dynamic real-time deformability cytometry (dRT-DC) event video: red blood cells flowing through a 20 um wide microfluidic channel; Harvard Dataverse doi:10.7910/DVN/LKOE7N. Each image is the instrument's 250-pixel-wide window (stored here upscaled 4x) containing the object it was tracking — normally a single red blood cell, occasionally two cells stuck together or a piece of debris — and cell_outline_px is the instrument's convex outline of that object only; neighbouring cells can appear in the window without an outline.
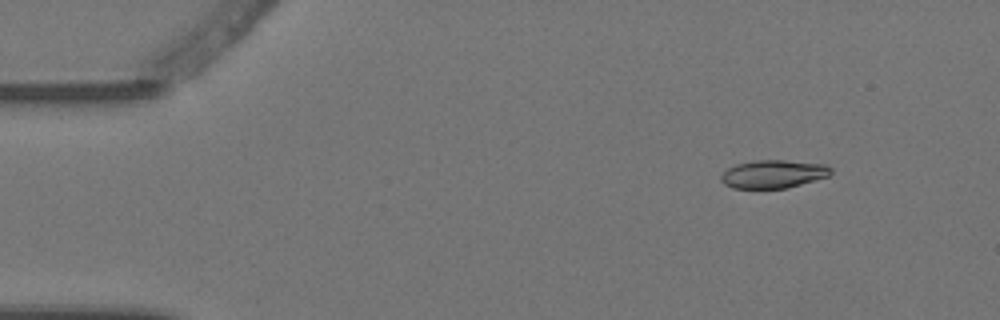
{"species": "Egyptian fruit bat (a non-hibernating species)", "species_latin": "Rousettus aegyptiacus", "temperature_condition": "warm", "stored_images_in_passage": 5, "segment_of_instrument_passage": [1, 2], "camera_frame_rate_fps": 3000, "um_per_image_px": 0.085, "animal": {"sex": "female"}, "frame": {"image": 1, "passage_image": 2, "time_ms": 0.333, "image_size_px": [1000, 320], "cell_outline_px": [[832, 172], [828, 176], [788, 188], [732, 188], [724, 184], [720, 180], [720, 176], [728, 168], [736, 164], [756, 160], [784, 160], [824, 164], [832, 168]], "centroid_in_image_um": [65.72, 14.79], "position_along_channel_um": 19.3, "area_um2": 17.98}}